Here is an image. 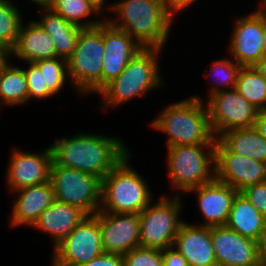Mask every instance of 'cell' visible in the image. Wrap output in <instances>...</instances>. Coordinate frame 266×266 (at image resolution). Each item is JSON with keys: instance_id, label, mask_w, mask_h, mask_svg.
<instances>
[{"instance_id": "cell-47", "label": "cell", "mask_w": 266, "mask_h": 266, "mask_svg": "<svg viewBox=\"0 0 266 266\" xmlns=\"http://www.w3.org/2000/svg\"><path fill=\"white\" fill-rule=\"evenodd\" d=\"M52 265H53V266H60V265H58L54 260H53V262H52Z\"/></svg>"}, {"instance_id": "cell-7", "label": "cell", "mask_w": 266, "mask_h": 266, "mask_svg": "<svg viewBox=\"0 0 266 266\" xmlns=\"http://www.w3.org/2000/svg\"><path fill=\"white\" fill-rule=\"evenodd\" d=\"M167 148L168 175L173 188L189 192L216 178L215 145H176Z\"/></svg>"}, {"instance_id": "cell-39", "label": "cell", "mask_w": 266, "mask_h": 266, "mask_svg": "<svg viewBox=\"0 0 266 266\" xmlns=\"http://www.w3.org/2000/svg\"><path fill=\"white\" fill-rule=\"evenodd\" d=\"M258 262L266 266V233L257 242Z\"/></svg>"}, {"instance_id": "cell-4", "label": "cell", "mask_w": 266, "mask_h": 266, "mask_svg": "<svg viewBox=\"0 0 266 266\" xmlns=\"http://www.w3.org/2000/svg\"><path fill=\"white\" fill-rule=\"evenodd\" d=\"M160 51L162 48L139 51L123 72L99 92L106 100L103 107L119 106L162 85L157 60Z\"/></svg>"}, {"instance_id": "cell-46", "label": "cell", "mask_w": 266, "mask_h": 266, "mask_svg": "<svg viewBox=\"0 0 266 266\" xmlns=\"http://www.w3.org/2000/svg\"><path fill=\"white\" fill-rule=\"evenodd\" d=\"M252 266H264L263 264L257 262L255 265H252Z\"/></svg>"}, {"instance_id": "cell-35", "label": "cell", "mask_w": 266, "mask_h": 266, "mask_svg": "<svg viewBox=\"0 0 266 266\" xmlns=\"http://www.w3.org/2000/svg\"><path fill=\"white\" fill-rule=\"evenodd\" d=\"M83 266H124L122 255L103 253Z\"/></svg>"}, {"instance_id": "cell-18", "label": "cell", "mask_w": 266, "mask_h": 266, "mask_svg": "<svg viewBox=\"0 0 266 266\" xmlns=\"http://www.w3.org/2000/svg\"><path fill=\"white\" fill-rule=\"evenodd\" d=\"M189 191H196L198 205L206 222L201 226H225L234 198L238 191L216 178L206 184Z\"/></svg>"}, {"instance_id": "cell-6", "label": "cell", "mask_w": 266, "mask_h": 266, "mask_svg": "<svg viewBox=\"0 0 266 266\" xmlns=\"http://www.w3.org/2000/svg\"><path fill=\"white\" fill-rule=\"evenodd\" d=\"M104 50L103 21L96 27L80 31L76 48L67 59V78L70 77L81 93L102 90Z\"/></svg>"}, {"instance_id": "cell-25", "label": "cell", "mask_w": 266, "mask_h": 266, "mask_svg": "<svg viewBox=\"0 0 266 266\" xmlns=\"http://www.w3.org/2000/svg\"><path fill=\"white\" fill-rule=\"evenodd\" d=\"M45 11L47 12L37 22L51 36L57 57L67 60L76 48L80 31L83 28L66 21L49 8Z\"/></svg>"}, {"instance_id": "cell-37", "label": "cell", "mask_w": 266, "mask_h": 266, "mask_svg": "<svg viewBox=\"0 0 266 266\" xmlns=\"http://www.w3.org/2000/svg\"><path fill=\"white\" fill-rule=\"evenodd\" d=\"M254 127L266 139V109L258 110Z\"/></svg>"}, {"instance_id": "cell-26", "label": "cell", "mask_w": 266, "mask_h": 266, "mask_svg": "<svg viewBox=\"0 0 266 266\" xmlns=\"http://www.w3.org/2000/svg\"><path fill=\"white\" fill-rule=\"evenodd\" d=\"M28 101L27 79L23 69L9 64L0 72V105H20Z\"/></svg>"}, {"instance_id": "cell-32", "label": "cell", "mask_w": 266, "mask_h": 266, "mask_svg": "<svg viewBox=\"0 0 266 266\" xmlns=\"http://www.w3.org/2000/svg\"><path fill=\"white\" fill-rule=\"evenodd\" d=\"M28 64L29 68L23 69L27 79L28 100L32 97L44 99L52 96L47 86H44L43 70H40L34 62Z\"/></svg>"}, {"instance_id": "cell-3", "label": "cell", "mask_w": 266, "mask_h": 266, "mask_svg": "<svg viewBox=\"0 0 266 266\" xmlns=\"http://www.w3.org/2000/svg\"><path fill=\"white\" fill-rule=\"evenodd\" d=\"M152 127L168 135L167 147L176 145H216L207 107L192 96L167 106L152 121Z\"/></svg>"}, {"instance_id": "cell-23", "label": "cell", "mask_w": 266, "mask_h": 266, "mask_svg": "<svg viewBox=\"0 0 266 266\" xmlns=\"http://www.w3.org/2000/svg\"><path fill=\"white\" fill-rule=\"evenodd\" d=\"M226 227L258 242L266 233V217L241 193L234 198Z\"/></svg>"}, {"instance_id": "cell-43", "label": "cell", "mask_w": 266, "mask_h": 266, "mask_svg": "<svg viewBox=\"0 0 266 266\" xmlns=\"http://www.w3.org/2000/svg\"><path fill=\"white\" fill-rule=\"evenodd\" d=\"M263 55L266 56V14L263 13Z\"/></svg>"}, {"instance_id": "cell-27", "label": "cell", "mask_w": 266, "mask_h": 266, "mask_svg": "<svg viewBox=\"0 0 266 266\" xmlns=\"http://www.w3.org/2000/svg\"><path fill=\"white\" fill-rule=\"evenodd\" d=\"M235 89L258 110L266 109V79L254 66H242Z\"/></svg>"}, {"instance_id": "cell-20", "label": "cell", "mask_w": 266, "mask_h": 266, "mask_svg": "<svg viewBox=\"0 0 266 266\" xmlns=\"http://www.w3.org/2000/svg\"><path fill=\"white\" fill-rule=\"evenodd\" d=\"M13 192H19V196L12 210V226L26 224L32 227L40 214L55 201V193L50 181Z\"/></svg>"}, {"instance_id": "cell-16", "label": "cell", "mask_w": 266, "mask_h": 266, "mask_svg": "<svg viewBox=\"0 0 266 266\" xmlns=\"http://www.w3.org/2000/svg\"><path fill=\"white\" fill-rule=\"evenodd\" d=\"M230 50L241 66H254L263 56V12L258 9L235 22Z\"/></svg>"}, {"instance_id": "cell-30", "label": "cell", "mask_w": 266, "mask_h": 266, "mask_svg": "<svg viewBox=\"0 0 266 266\" xmlns=\"http://www.w3.org/2000/svg\"><path fill=\"white\" fill-rule=\"evenodd\" d=\"M34 63L43 70L44 86H47L53 95L57 94L62 89L68 74L67 60L56 57Z\"/></svg>"}, {"instance_id": "cell-28", "label": "cell", "mask_w": 266, "mask_h": 266, "mask_svg": "<svg viewBox=\"0 0 266 266\" xmlns=\"http://www.w3.org/2000/svg\"><path fill=\"white\" fill-rule=\"evenodd\" d=\"M49 9L62 16L66 21L81 28L96 27L103 21H88V19L84 23L81 21L92 13L99 15V12L86 0H52Z\"/></svg>"}, {"instance_id": "cell-17", "label": "cell", "mask_w": 266, "mask_h": 266, "mask_svg": "<svg viewBox=\"0 0 266 266\" xmlns=\"http://www.w3.org/2000/svg\"><path fill=\"white\" fill-rule=\"evenodd\" d=\"M15 150L7 170V183L11 192L49 181L52 164L50 147L41 154Z\"/></svg>"}, {"instance_id": "cell-1", "label": "cell", "mask_w": 266, "mask_h": 266, "mask_svg": "<svg viewBox=\"0 0 266 266\" xmlns=\"http://www.w3.org/2000/svg\"><path fill=\"white\" fill-rule=\"evenodd\" d=\"M126 145L116 137L81 133L59 140L50 146L51 166L77 169L103 179L126 156Z\"/></svg>"}, {"instance_id": "cell-31", "label": "cell", "mask_w": 266, "mask_h": 266, "mask_svg": "<svg viewBox=\"0 0 266 266\" xmlns=\"http://www.w3.org/2000/svg\"><path fill=\"white\" fill-rule=\"evenodd\" d=\"M124 266H163L162 250L137 247L122 256Z\"/></svg>"}, {"instance_id": "cell-29", "label": "cell", "mask_w": 266, "mask_h": 266, "mask_svg": "<svg viewBox=\"0 0 266 266\" xmlns=\"http://www.w3.org/2000/svg\"><path fill=\"white\" fill-rule=\"evenodd\" d=\"M22 26L20 11L8 0H0V43L12 49Z\"/></svg>"}, {"instance_id": "cell-21", "label": "cell", "mask_w": 266, "mask_h": 266, "mask_svg": "<svg viewBox=\"0 0 266 266\" xmlns=\"http://www.w3.org/2000/svg\"><path fill=\"white\" fill-rule=\"evenodd\" d=\"M86 214L78 207L55 200L33 223V227L52 235L54 247L61 242Z\"/></svg>"}, {"instance_id": "cell-36", "label": "cell", "mask_w": 266, "mask_h": 266, "mask_svg": "<svg viewBox=\"0 0 266 266\" xmlns=\"http://www.w3.org/2000/svg\"><path fill=\"white\" fill-rule=\"evenodd\" d=\"M163 266H189L186 259L173 247L162 250Z\"/></svg>"}, {"instance_id": "cell-34", "label": "cell", "mask_w": 266, "mask_h": 266, "mask_svg": "<svg viewBox=\"0 0 266 266\" xmlns=\"http://www.w3.org/2000/svg\"><path fill=\"white\" fill-rule=\"evenodd\" d=\"M240 192L266 217V181L250 185Z\"/></svg>"}, {"instance_id": "cell-24", "label": "cell", "mask_w": 266, "mask_h": 266, "mask_svg": "<svg viewBox=\"0 0 266 266\" xmlns=\"http://www.w3.org/2000/svg\"><path fill=\"white\" fill-rule=\"evenodd\" d=\"M217 139L232 153L266 163V139L254 126L227 130Z\"/></svg>"}, {"instance_id": "cell-15", "label": "cell", "mask_w": 266, "mask_h": 266, "mask_svg": "<svg viewBox=\"0 0 266 266\" xmlns=\"http://www.w3.org/2000/svg\"><path fill=\"white\" fill-rule=\"evenodd\" d=\"M217 266H252L258 262L257 242L226 226L211 227Z\"/></svg>"}, {"instance_id": "cell-2", "label": "cell", "mask_w": 266, "mask_h": 266, "mask_svg": "<svg viewBox=\"0 0 266 266\" xmlns=\"http://www.w3.org/2000/svg\"><path fill=\"white\" fill-rule=\"evenodd\" d=\"M110 8L122 21L109 20L113 26L129 33L144 48H163L174 18L168 0H122Z\"/></svg>"}, {"instance_id": "cell-14", "label": "cell", "mask_w": 266, "mask_h": 266, "mask_svg": "<svg viewBox=\"0 0 266 266\" xmlns=\"http://www.w3.org/2000/svg\"><path fill=\"white\" fill-rule=\"evenodd\" d=\"M103 69L102 89L116 79L129 64L130 60L144 47L124 30L103 20Z\"/></svg>"}, {"instance_id": "cell-12", "label": "cell", "mask_w": 266, "mask_h": 266, "mask_svg": "<svg viewBox=\"0 0 266 266\" xmlns=\"http://www.w3.org/2000/svg\"><path fill=\"white\" fill-rule=\"evenodd\" d=\"M215 169L216 179L238 192L266 181V163L230 152L217 138Z\"/></svg>"}, {"instance_id": "cell-9", "label": "cell", "mask_w": 266, "mask_h": 266, "mask_svg": "<svg viewBox=\"0 0 266 266\" xmlns=\"http://www.w3.org/2000/svg\"><path fill=\"white\" fill-rule=\"evenodd\" d=\"M150 203L140 214L141 247L164 250L173 247L174 239L184 221L179 218L181 201L161 197L156 204Z\"/></svg>"}, {"instance_id": "cell-42", "label": "cell", "mask_w": 266, "mask_h": 266, "mask_svg": "<svg viewBox=\"0 0 266 266\" xmlns=\"http://www.w3.org/2000/svg\"><path fill=\"white\" fill-rule=\"evenodd\" d=\"M91 4L99 13L102 12V8L104 6L105 0H86Z\"/></svg>"}, {"instance_id": "cell-38", "label": "cell", "mask_w": 266, "mask_h": 266, "mask_svg": "<svg viewBox=\"0 0 266 266\" xmlns=\"http://www.w3.org/2000/svg\"><path fill=\"white\" fill-rule=\"evenodd\" d=\"M195 0H168V8L172 15L177 11H182L184 8L188 7Z\"/></svg>"}, {"instance_id": "cell-44", "label": "cell", "mask_w": 266, "mask_h": 266, "mask_svg": "<svg viewBox=\"0 0 266 266\" xmlns=\"http://www.w3.org/2000/svg\"><path fill=\"white\" fill-rule=\"evenodd\" d=\"M32 2L45 9L50 7L52 0H32Z\"/></svg>"}, {"instance_id": "cell-19", "label": "cell", "mask_w": 266, "mask_h": 266, "mask_svg": "<svg viewBox=\"0 0 266 266\" xmlns=\"http://www.w3.org/2000/svg\"><path fill=\"white\" fill-rule=\"evenodd\" d=\"M173 248L186 259L189 266H217L211 242V227L183 222L174 239Z\"/></svg>"}, {"instance_id": "cell-41", "label": "cell", "mask_w": 266, "mask_h": 266, "mask_svg": "<svg viewBox=\"0 0 266 266\" xmlns=\"http://www.w3.org/2000/svg\"><path fill=\"white\" fill-rule=\"evenodd\" d=\"M254 67L266 79V56L263 55L260 60L254 65Z\"/></svg>"}, {"instance_id": "cell-5", "label": "cell", "mask_w": 266, "mask_h": 266, "mask_svg": "<svg viewBox=\"0 0 266 266\" xmlns=\"http://www.w3.org/2000/svg\"><path fill=\"white\" fill-rule=\"evenodd\" d=\"M127 161L129 155L102 179L100 211L140 214L151 203L150 188Z\"/></svg>"}, {"instance_id": "cell-40", "label": "cell", "mask_w": 266, "mask_h": 266, "mask_svg": "<svg viewBox=\"0 0 266 266\" xmlns=\"http://www.w3.org/2000/svg\"><path fill=\"white\" fill-rule=\"evenodd\" d=\"M10 55L11 49L0 43V72L9 64L7 58Z\"/></svg>"}, {"instance_id": "cell-13", "label": "cell", "mask_w": 266, "mask_h": 266, "mask_svg": "<svg viewBox=\"0 0 266 266\" xmlns=\"http://www.w3.org/2000/svg\"><path fill=\"white\" fill-rule=\"evenodd\" d=\"M99 220L104 253L124 255L140 246V216L138 213L95 214Z\"/></svg>"}, {"instance_id": "cell-45", "label": "cell", "mask_w": 266, "mask_h": 266, "mask_svg": "<svg viewBox=\"0 0 266 266\" xmlns=\"http://www.w3.org/2000/svg\"><path fill=\"white\" fill-rule=\"evenodd\" d=\"M263 1V6H262V8L260 9L263 13H265L266 14V0H262Z\"/></svg>"}, {"instance_id": "cell-11", "label": "cell", "mask_w": 266, "mask_h": 266, "mask_svg": "<svg viewBox=\"0 0 266 266\" xmlns=\"http://www.w3.org/2000/svg\"><path fill=\"white\" fill-rule=\"evenodd\" d=\"M99 220L86 217L54 247L53 260L60 266H83L103 254Z\"/></svg>"}, {"instance_id": "cell-33", "label": "cell", "mask_w": 266, "mask_h": 266, "mask_svg": "<svg viewBox=\"0 0 266 266\" xmlns=\"http://www.w3.org/2000/svg\"><path fill=\"white\" fill-rule=\"evenodd\" d=\"M212 66V71L216 74L214 76H217V80L219 79L218 84L222 83L221 85L226 87L225 90L235 88L241 65L237 64L235 60L224 59L214 61Z\"/></svg>"}, {"instance_id": "cell-22", "label": "cell", "mask_w": 266, "mask_h": 266, "mask_svg": "<svg viewBox=\"0 0 266 266\" xmlns=\"http://www.w3.org/2000/svg\"><path fill=\"white\" fill-rule=\"evenodd\" d=\"M23 26L11 54L27 63L57 57L51 36L37 21H31L27 26Z\"/></svg>"}, {"instance_id": "cell-10", "label": "cell", "mask_w": 266, "mask_h": 266, "mask_svg": "<svg viewBox=\"0 0 266 266\" xmlns=\"http://www.w3.org/2000/svg\"><path fill=\"white\" fill-rule=\"evenodd\" d=\"M209 92V101L205 107L216 138L227 130L255 125L258 109L235 88L225 90L215 86Z\"/></svg>"}, {"instance_id": "cell-8", "label": "cell", "mask_w": 266, "mask_h": 266, "mask_svg": "<svg viewBox=\"0 0 266 266\" xmlns=\"http://www.w3.org/2000/svg\"><path fill=\"white\" fill-rule=\"evenodd\" d=\"M49 181L55 200L78 207L86 215H95L100 211L101 178L77 169L51 166Z\"/></svg>"}]
</instances>
